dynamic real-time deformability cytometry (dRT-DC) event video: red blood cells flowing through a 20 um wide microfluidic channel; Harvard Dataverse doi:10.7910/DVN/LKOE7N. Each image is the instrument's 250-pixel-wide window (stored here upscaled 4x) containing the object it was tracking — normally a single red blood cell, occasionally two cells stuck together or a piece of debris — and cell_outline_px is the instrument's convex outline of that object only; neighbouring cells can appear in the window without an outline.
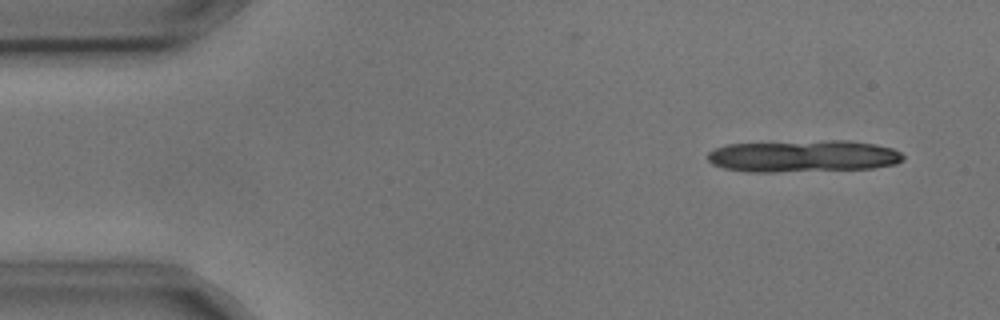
{"species": "common noctule bat (a hibernating species)", "species_latin": "Nyctalus noctula", "temperature_condition": "cold", "stored_images_in_passage": 4, "camera_frame_rate_fps": 3000, "um_per_image_px": 0.085, "animal": {"sex": "male", "body_mass_g": 17.9, "forearm_length_mm": 54.2}, "frame": {"image": 1, "passage_image": 1, "time_ms": 0.0, "image_size_px": [1000, 320], "cell_outline_px": [[904, 160], [896, 164], [872, 168], [776, 172], [748, 172], [724, 168], [712, 164], [708, 160], [708, 152], [716, 148], [728, 144], [832, 140], [848, 140], [872, 144], [892, 148], [900, 152], [904, 156]], "centroid_in_image_um": [68.28, 13.27], "position_along_channel_um": 16.7, "area_um2": 36.36}}